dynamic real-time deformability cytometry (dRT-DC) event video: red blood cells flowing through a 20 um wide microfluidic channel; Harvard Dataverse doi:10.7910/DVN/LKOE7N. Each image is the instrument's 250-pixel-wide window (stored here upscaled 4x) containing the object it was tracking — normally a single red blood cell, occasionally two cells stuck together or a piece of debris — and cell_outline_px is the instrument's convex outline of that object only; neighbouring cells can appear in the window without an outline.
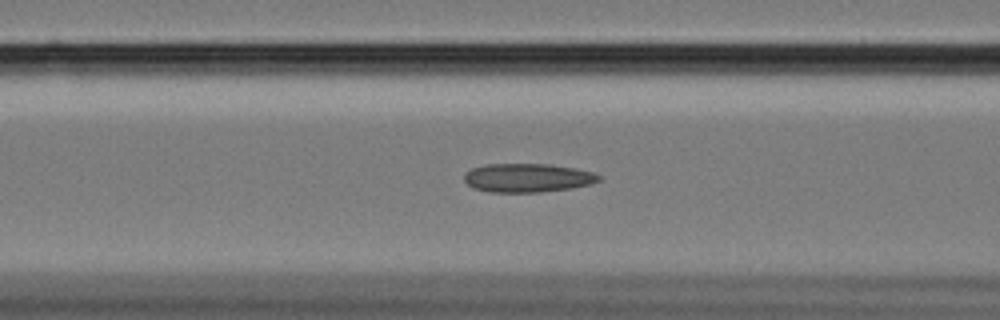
{"species": "Egyptian fruit bat (a non-hibernating species)", "species_latin": "Rousettus aegyptiacus", "temperature_condition": "cold", "stored_images_in_passage": 58, "camera_frame_rate_fps": 3000, "um_per_image_px": 0.085, "animal": {"sex": "female"}, "frame": {"image": 1, "passage_image": 23, "time_ms": 7.333, "image_size_px": [1000, 320], "cell_outline_px": [[600, 180], [592, 184], [572, 188], [540, 192], [488, 192], [476, 188], [468, 184], [464, 180], [464, 176], [472, 168], [484, 164], [552, 164], [576, 168], [592, 172], [600, 176]], "centroid_in_image_um": [44.87, 15.11], "position_along_channel_um": 121.7, "area_um2": 22.54}}
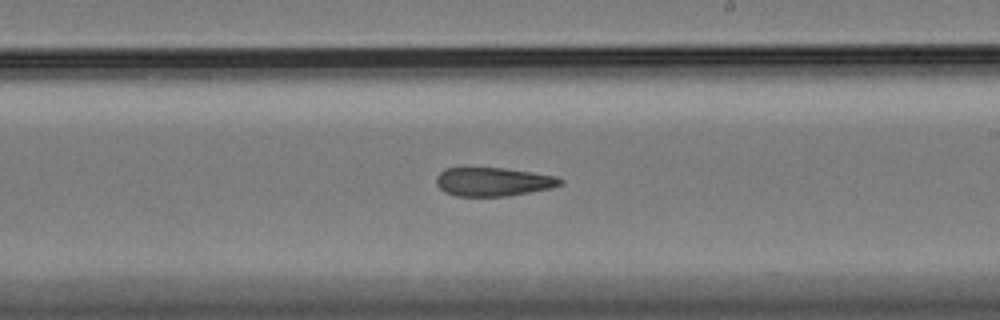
{"frame": {"image": 2, "passage_image": 34, "time_ms": 11.0, "image_size_px": [1000, 320], "cell_outline_px": [[564, 184], [552, 188], [508, 196], [456, 196], [444, 192], [436, 184], [436, 176], [444, 168], [504, 168], [532, 172], [556, 176], [564, 180]], "centroid_in_image_um": [41.94, 15.45], "position_along_channel_um": 247.1, "area_um2": 20.87}}
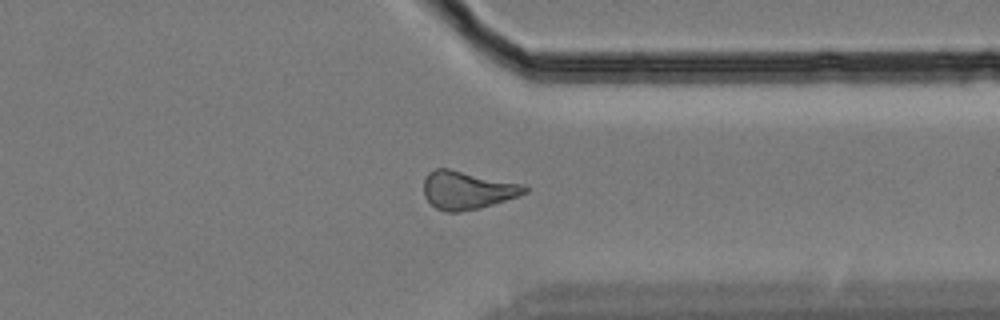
{"frame": {"image": 3, "passage_image": 45, "time_ms": 14.667, "image_size_px": [1000, 320], "cell_outline_px": [[528, 192], [520, 196], [480, 208], [456, 212], [448, 212], [436, 208], [424, 196], [424, 176], [428, 172], [436, 168], [448, 168], [524, 184], [528, 188]], "centroid_in_image_um": [39.73, 16.15], "position_along_channel_um": 371.7, "area_um2": 22.54}, "authors_computed_cell_mechanics": {"area_um2": 22.0796, "velocity_mm_per_s": 3.4208, "shape_relaxation_time_tau1_ms": null, "shape_relaxation_time_tau2_ms": 11.0869, "deformation_change_tau1": null, "deformation_change_tau2": 0.198}}